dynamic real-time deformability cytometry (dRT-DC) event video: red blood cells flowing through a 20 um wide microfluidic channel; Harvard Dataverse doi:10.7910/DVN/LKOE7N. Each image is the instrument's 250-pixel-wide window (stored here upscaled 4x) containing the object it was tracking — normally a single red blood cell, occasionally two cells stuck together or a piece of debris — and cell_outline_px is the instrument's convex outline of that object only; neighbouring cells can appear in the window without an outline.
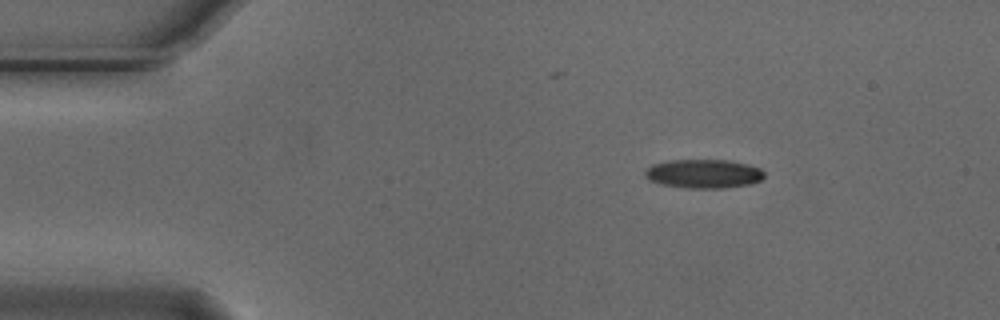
{"species": "Egyptian fruit bat (a non-hibernating species)", "species_latin": "Rousettus aegyptiacus", "temperature_condition": "cold", "stored_images_in_passage": 47, "camera_frame_rate_fps": 3000, "um_per_image_px": 0.085, "animal": {"sex": "male"}, "frame": {"image": 1, "passage_image": 1, "time_ms": 0.0, "image_size_px": [1000, 320], "cell_outline_px": [[764, 176], [760, 180], [752, 184], [724, 188], [688, 188], [664, 184], [648, 180], [644, 176], [644, 172], [652, 164], [672, 160], [728, 160], [748, 164], [760, 168], [764, 172]], "centroid_in_image_um": [59.83, 14.76], "position_along_channel_um": 25.2, "area_um2": 20.06}}
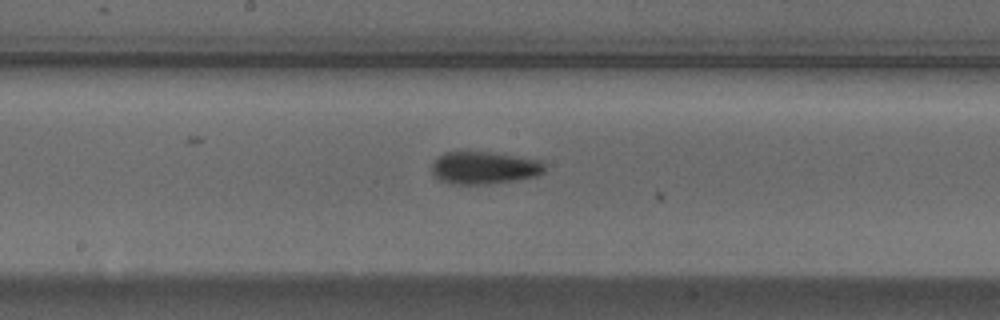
{"frame": {"image": 2, "passage_image": 21, "time_ms": 6.667, "image_size_px": [1000, 320], "cell_outline_px": [[544, 172], [536, 176], [516, 180], [488, 184], [452, 184], [440, 180], [432, 172], [432, 160], [444, 152], [488, 152], [540, 160], [544, 164]], "centroid_in_image_um": [41.12, 14.27], "position_along_channel_um": 207.1, "area_um2": 21.27}}
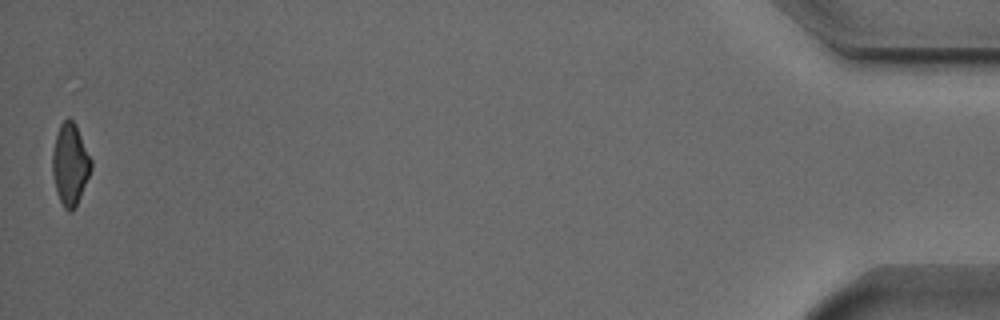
{"frame": {"image": 3, "passage_image": 47, "time_ms": 15.333, "image_size_px": [1000, 320], "cell_outline_px": [[92, 168], [80, 196], [76, 204], [68, 212], [64, 208], [56, 192], [52, 172], [52, 152], [56, 136], [60, 124], [68, 116], [76, 124], [92, 160]], "centroid_in_image_um": [5.96, 13.92], "position_along_channel_um": 429.2, "area_um2": 18.26}, "authors_computed_cell_mechanics": {"area_um2": 20.0566, "velocity_mm_per_s": 3.7133, "shape_relaxation_time_tau1_ms": 3.416, "shape_relaxation_time_tau2_ms": 9.5814, "deformation_change_tau1": 0.1043, "deformation_change_tau2": 0.183}}